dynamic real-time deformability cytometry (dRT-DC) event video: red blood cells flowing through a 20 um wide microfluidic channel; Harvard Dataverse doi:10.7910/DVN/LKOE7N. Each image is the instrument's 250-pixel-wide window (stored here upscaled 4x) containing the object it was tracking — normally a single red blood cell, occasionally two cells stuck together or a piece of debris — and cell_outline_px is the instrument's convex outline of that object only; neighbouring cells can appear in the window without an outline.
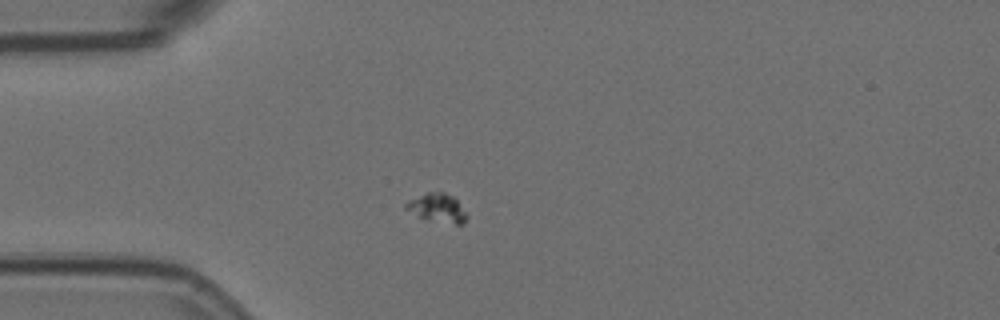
{"species": "Egyptian fruit bat (a non-hibernating species)", "species_latin": "Rousettus aegyptiacus", "temperature_condition": "room temperature", "stored_images_in_passage": 23, "camera_frame_rate_fps": 3000, "um_per_image_px": 0.085, "animal": {"sex": "female"}, "frame": {"image": 1, "passage_image": 10, "time_ms": 3.0, "image_size_px": [1000, 320], "cell_outline_px": [[468, 216], [464, 224], [456, 224], [428, 220], [404, 208], [404, 204], [408, 200], [428, 192], [444, 192], [452, 196], [456, 200]], "centroid_in_image_um": [37.18, 17.68], "position_along_channel_um": 47.8, "area_um2": 10.0}}